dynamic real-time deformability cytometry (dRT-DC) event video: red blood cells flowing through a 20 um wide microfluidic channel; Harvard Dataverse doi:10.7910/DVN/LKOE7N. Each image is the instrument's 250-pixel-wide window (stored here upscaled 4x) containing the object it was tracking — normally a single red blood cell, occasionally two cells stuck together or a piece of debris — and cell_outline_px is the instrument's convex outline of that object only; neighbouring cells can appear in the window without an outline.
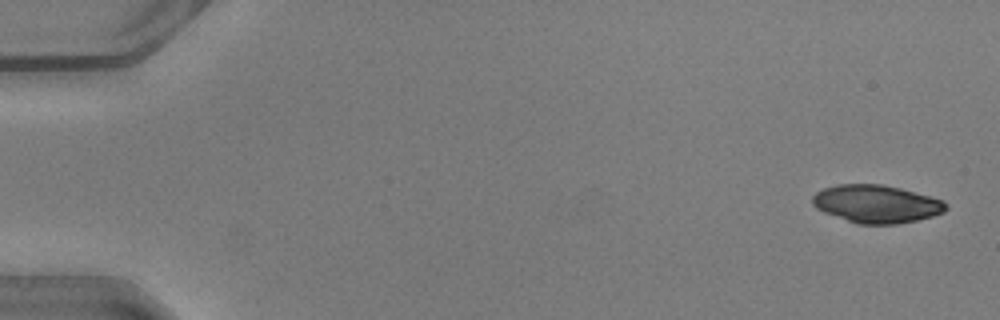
{"species": "common noctule bat (a hibernating species)", "species_latin": "Nyctalus noctula", "temperature_condition": "warm", "stored_images_in_passage": 11, "camera_frame_rate_fps": 3000, "um_per_image_px": 0.085, "animal": {"sex": "male", "body_mass_g": 20.5, "forearm_length_mm": 52.5}, "frame": {"image": 1, "passage_image": 2, "time_ms": 0.333, "image_size_px": [1000, 320], "cell_outline_px": [[948, 208], [944, 212], [932, 216], [916, 220], [896, 224], [856, 224], [824, 212], [816, 208], [812, 204], [812, 196], [816, 192], [824, 188], [836, 184], [880, 184], [900, 188], [944, 200], [948, 204]], "centroid_in_image_um": [74.49, 17.33], "position_along_channel_um": 10.5, "area_um2": 29.54}}